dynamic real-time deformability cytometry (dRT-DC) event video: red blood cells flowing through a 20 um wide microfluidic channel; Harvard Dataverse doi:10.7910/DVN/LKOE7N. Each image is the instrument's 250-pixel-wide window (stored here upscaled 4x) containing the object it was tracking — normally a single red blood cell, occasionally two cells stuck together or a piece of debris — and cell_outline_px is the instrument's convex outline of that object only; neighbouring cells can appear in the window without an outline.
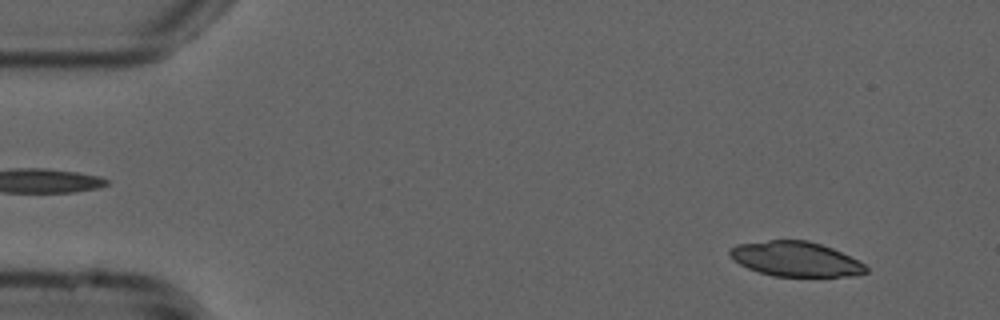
{"species": "common noctule bat (a hibernating species)", "species_latin": "Nyctalus noctula", "temperature_condition": "cold", "stored_images_in_passage": 50, "camera_frame_rate_fps": 3000, "um_per_image_px": 0.085, "animal": {"sex": "male", "forearm_length_mm": 52.5}, "frame": {"image": 1, "passage_image": 1, "time_ms": 0.0, "image_size_px": [1000, 320], "cell_outline_px": [[868, 272], [856, 276], [772, 276], [748, 268], [732, 260], [728, 252], [736, 244], [768, 240], [808, 240], [832, 248], [864, 264], [868, 268]], "centroid_in_image_um": [67.61, 22.02], "position_along_channel_um": 17.4, "area_um2": 27.51}}